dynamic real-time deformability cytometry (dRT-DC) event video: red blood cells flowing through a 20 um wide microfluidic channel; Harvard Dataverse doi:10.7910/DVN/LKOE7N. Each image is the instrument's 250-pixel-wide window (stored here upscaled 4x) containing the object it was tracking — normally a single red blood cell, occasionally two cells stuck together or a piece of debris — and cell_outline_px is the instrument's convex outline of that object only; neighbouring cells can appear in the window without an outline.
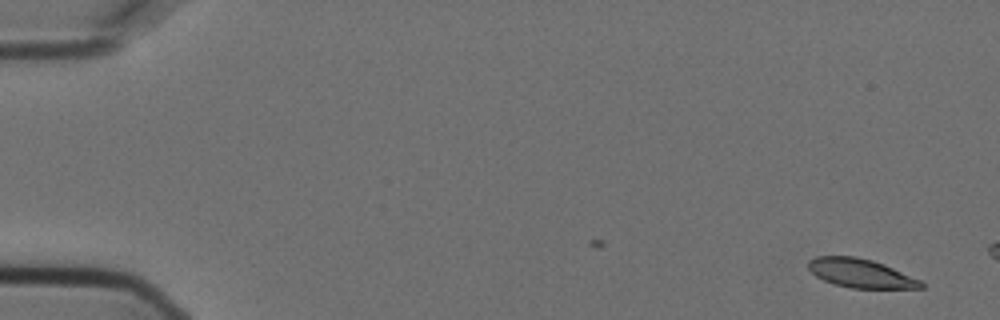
{"species": "Egyptian fruit bat (a non-hibernating species)", "species_latin": "Rousettus aegyptiacus", "temperature_condition": "cold", "stored_images_in_passage": 2, "camera_frame_rate_fps": 3000, "um_per_image_px": 0.085, "animal": {"sex": "female"}, "frame": {"image": 1, "passage_image": 2, "time_ms": 0.333, "image_size_px": [1000, 320], "cell_outline_px": [[924, 288], [852, 288], [836, 284], [824, 280], [816, 276], [808, 268], [808, 260], [816, 256], [856, 256], [872, 260], [884, 264], [920, 280], [924, 284]], "centroid_in_image_um": [73.14, 23.21], "position_along_channel_um": 11.9, "area_um2": 18.79}}